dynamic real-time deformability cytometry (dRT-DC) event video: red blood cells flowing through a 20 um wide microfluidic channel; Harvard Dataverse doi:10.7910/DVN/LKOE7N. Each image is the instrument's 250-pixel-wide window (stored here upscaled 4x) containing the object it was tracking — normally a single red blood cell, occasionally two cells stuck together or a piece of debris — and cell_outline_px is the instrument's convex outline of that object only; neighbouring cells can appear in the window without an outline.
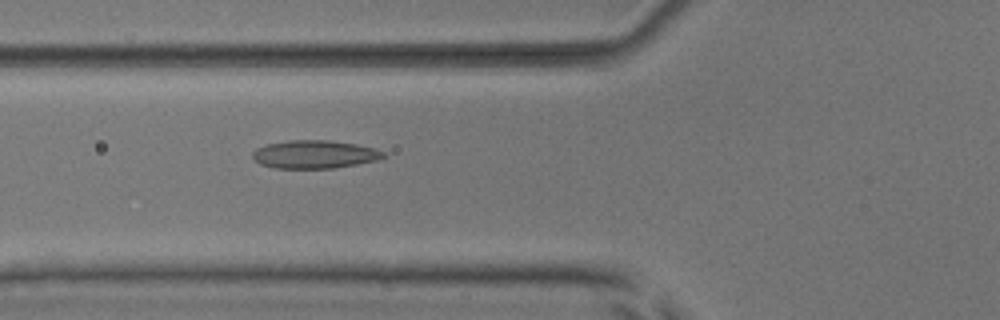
{"species": "common noctule bat (a hibernating species)", "species_latin": "Nyctalus noctula", "temperature_condition": "room temperature", "stored_images_in_passage": 6, "camera_frame_rate_fps": 3000, "um_per_image_px": 0.085, "animal": {"sex": "male", "body_mass_g": 17.9, "forearm_length_mm": 54.2}, "frame": {"image": 1, "passage_image": 6, "time_ms": 6.333, "image_size_px": [1000, 320], "cell_outline_px": [[388, 156], [380, 160], [332, 168], [272, 168], [260, 164], [252, 160], [252, 152], [256, 148], [268, 144], [288, 140], [328, 140], [356, 144], [376, 148], [384, 152]], "centroid_in_image_um": [26.74, 13.12], "position_along_channel_um": 99.1, "area_um2": 21.68}}